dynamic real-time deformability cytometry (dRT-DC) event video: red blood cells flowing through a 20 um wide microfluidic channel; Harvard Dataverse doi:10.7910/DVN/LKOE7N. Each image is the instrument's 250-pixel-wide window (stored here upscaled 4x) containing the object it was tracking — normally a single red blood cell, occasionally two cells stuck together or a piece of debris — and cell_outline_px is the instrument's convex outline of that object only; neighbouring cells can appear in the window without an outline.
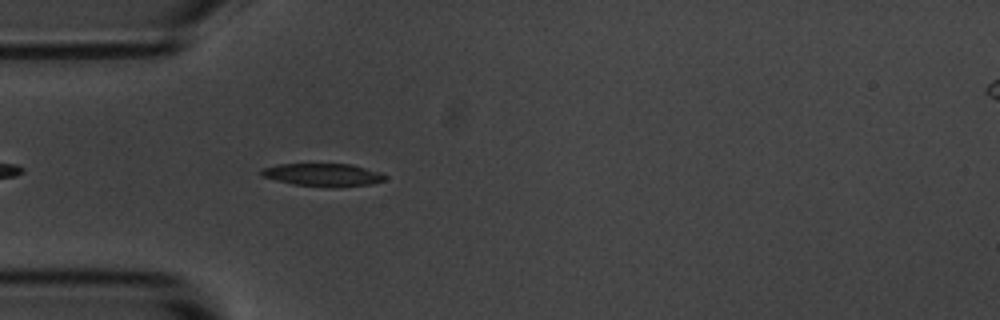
{"species": "common noctule bat (a hibernating species)", "species_latin": "Nyctalus noctula", "temperature_condition": "room temperature", "stored_images_in_passage": 44, "camera_frame_rate_fps": 3000, "um_per_image_px": 0.085, "animal": {"sex": "male", "body_mass_g": 20.1, "forearm_length_mm": 53.5}, "frame": {"image": 1, "passage_image": 5, "time_ms": 1.333, "image_size_px": [1000, 320], "cell_outline_px": [[388, 176], [384, 180], [372, 184], [340, 188], [328, 188], [292, 184], [260, 176], [260, 168], [276, 164], [352, 164], [380, 172]], "centroid_in_image_um": [27.45, 14.87], "position_along_channel_um": 57.6, "area_um2": 16.94}}
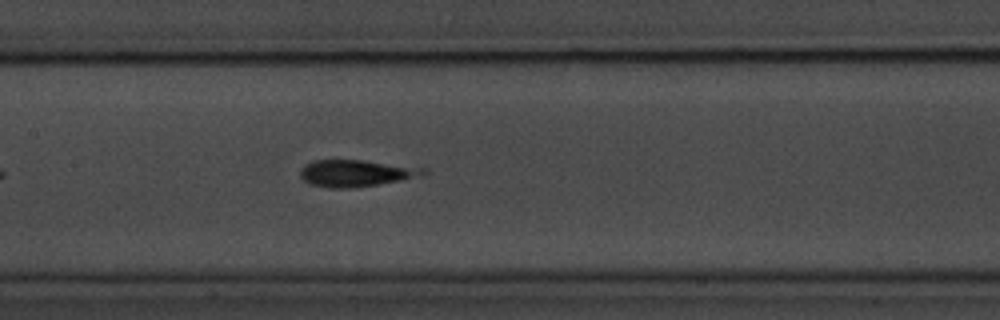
{"frame": {"image": 2, "passage_image": 15, "time_ms": 4.667, "image_size_px": [1000, 320], "cell_outline_px": [[428, 172], [424, 176], [380, 184], [348, 188], [332, 188], [308, 184], [300, 176], [300, 168], [304, 164], [312, 160], [364, 160], [424, 168]], "centroid_in_image_um": [30.24, 14.72], "position_along_channel_um": 177.2, "area_um2": 19.36}}
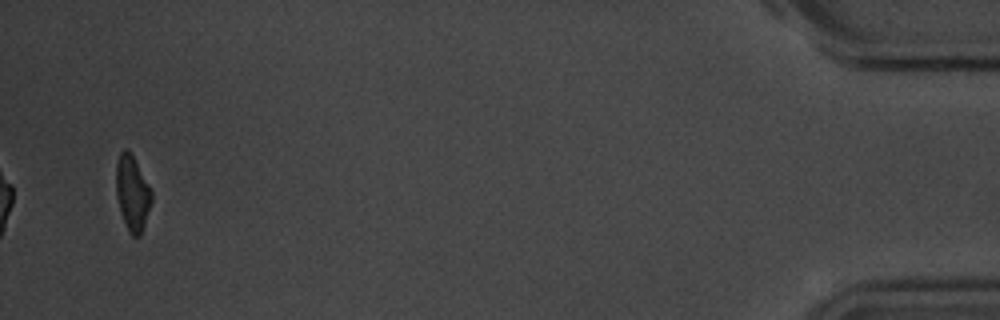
{"frame": {"image": 3, "passage_image": 42, "time_ms": 13.667, "image_size_px": [1000, 320], "cell_outline_px": [[152, 200], [140, 236], [132, 236], [128, 232], [120, 212], [116, 196], [116, 164], [120, 152], [124, 148], [128, 148], [152, 192]], "centroid_in_image_um": [11.22, 16.42], "position_along_channel_um": 424.0, "area_um2": 15.37}}